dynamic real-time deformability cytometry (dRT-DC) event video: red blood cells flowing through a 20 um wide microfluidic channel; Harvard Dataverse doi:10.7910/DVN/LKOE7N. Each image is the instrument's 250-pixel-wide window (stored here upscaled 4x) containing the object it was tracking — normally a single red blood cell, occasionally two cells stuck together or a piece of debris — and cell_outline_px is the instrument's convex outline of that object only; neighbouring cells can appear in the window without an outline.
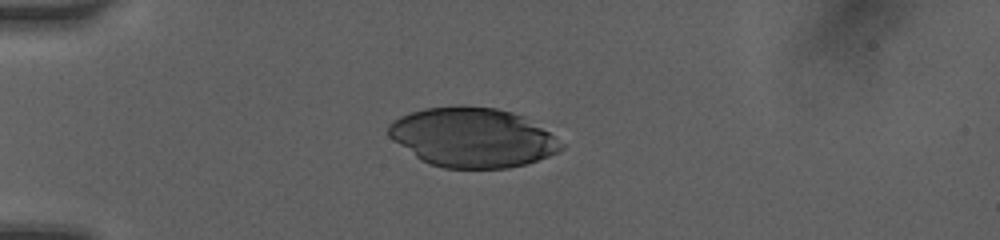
{"species": "human", "species_latin": "Homo sapiens", "temperature_condition": "room temperature", "stored_images_in_passage": 53, "camera_frame_rate_fps": 3000, "um_per_image_px": 0.085, "donor": {"sex": "female"}, "frame": {"image": 1, "passage_image": 16, "time_ms": 4.333, "image_size_px": [1000, 240], "cell_outline_px": [[564, 148], [548, 156], [524, 164], [508, 168], [444, 168], [420, 160], [392, 140], [388, 136], [388, 124], [392, 120], [408, 112], [424, 108], [460, 104], [496, 108], [512, 112], [524, 116], [548, 132], [564, 144]], "centroid_in_image_um": [40.11, 11.66], "position_along_channel_um": 44.9, "area_um2": 60.11}}